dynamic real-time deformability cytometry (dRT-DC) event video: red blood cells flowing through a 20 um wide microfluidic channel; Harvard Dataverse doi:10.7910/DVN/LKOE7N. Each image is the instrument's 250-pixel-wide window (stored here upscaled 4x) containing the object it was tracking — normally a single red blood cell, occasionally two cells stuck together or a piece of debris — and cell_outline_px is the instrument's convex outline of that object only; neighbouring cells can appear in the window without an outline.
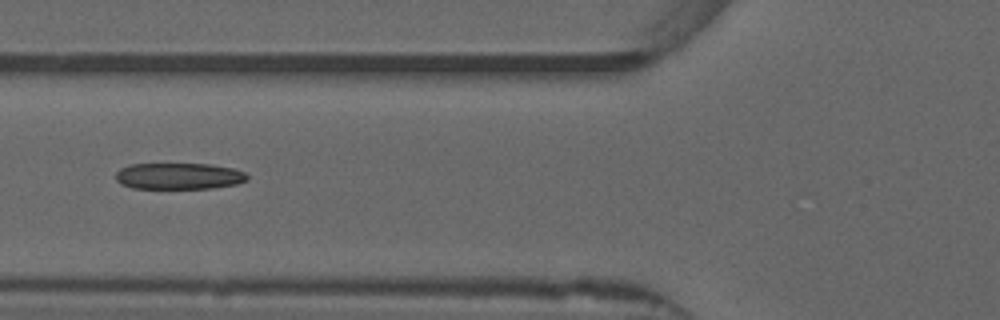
{"species": "common noctule bat (a hibernating species)", "species_latin": "Nyctalus noctula", "temperature_condition": "warm", "stored_images_in_passage": 35, "camera_frame_rate_fps": 3000, "um_per_image_px": 0.085, "animal": {"sex": "male", "forearm_length_mm": 52.5}, "frame": {"image": 1, "passage_image": 6, "time_ms": 1.667, "image_size_px": [1000, 320], "cell_outline_px": [[248, 180], [236, 184], [212, 188], [132, 188], [120, 184], [116, 180], [116, 172], [120, 168], [128, 164], [212, 164], [232, 168], [244, 172], [248, 176]], "centroid_in_image_um": [15.18, 14.96], "position_along_channel_um": 110.6, "area_um2": 20.29}, "authors_computed_cell_mechanics": {"area_um2": 21.097, "velocity_mm_per_s": 3.8805, "shape_relaxation_time_tau1_ms": 9.3132, "shape_relaxation_time_tau2_ms": 2.3652, "deformation_change_tau1": 0.2159, "deformation_change_tau2": 0.0952}}